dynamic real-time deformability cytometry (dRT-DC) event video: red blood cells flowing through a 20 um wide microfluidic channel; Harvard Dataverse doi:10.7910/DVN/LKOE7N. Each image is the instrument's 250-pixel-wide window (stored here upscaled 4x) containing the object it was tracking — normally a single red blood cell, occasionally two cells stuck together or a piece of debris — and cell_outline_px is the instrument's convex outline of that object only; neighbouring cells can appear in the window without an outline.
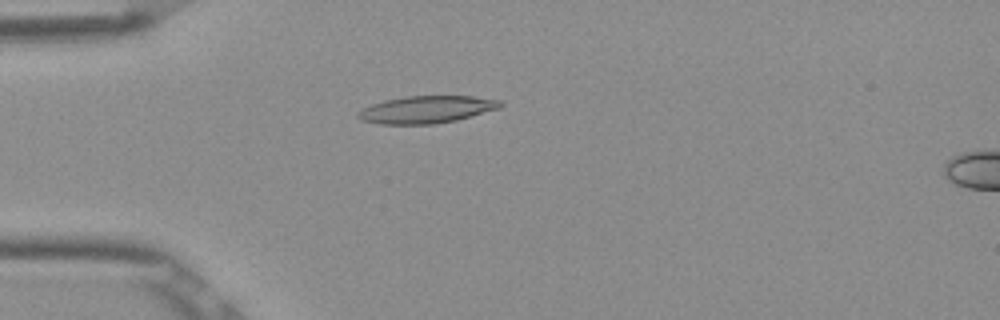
{"species": "Egyptian fruit bat (a non-hibernating species)", "species_latin": "Rousettus aegyptiacus", "temperature_condition": "room temperature", "stored_images_in_passage": 4, "camera_frame_rate_fps": 3000, "um_per_image_px": 0.085, "frame": {"image": 1, "passage_image": 4, "time_ms": 1.0, "image_size_px": [1000, 320], "cell_outline_px": [[504, 104], [500, 108], [456, 120], [436, 124], [380, 124], [360, 120], [356, 116], [356, 112], [372, 104], [384, 100], [404, 96], [472, 96], [500, 100]], "centroid_in_image_um": [36.23, 9.31], "position_along_channel_um": 48.8, "area_um2": 22.72}}